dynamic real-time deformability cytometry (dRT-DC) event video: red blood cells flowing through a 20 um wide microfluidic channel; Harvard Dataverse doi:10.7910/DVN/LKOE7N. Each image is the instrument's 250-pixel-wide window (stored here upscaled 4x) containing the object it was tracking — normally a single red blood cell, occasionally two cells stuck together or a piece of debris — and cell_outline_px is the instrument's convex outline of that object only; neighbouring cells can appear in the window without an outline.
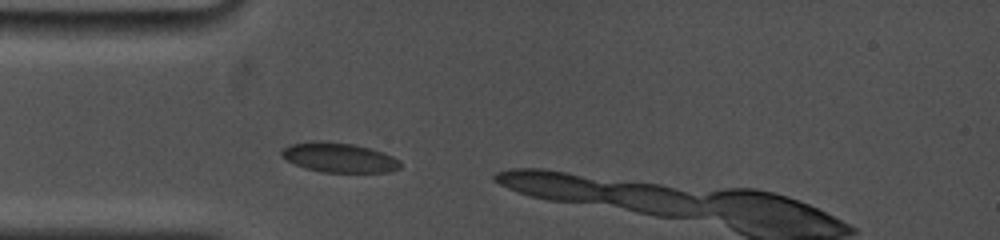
{"species": "common noctule bat (a hibernating species)", "species_latin": "Nyctalus noctula", "temperature_condition": "cold", "stored_images_in_passage": 2, "camera_frame_rate_fps": 5000, "um_per_image_px": 0.085, "animal": {"sex": "female", "body_mass_g": 19.0, "forearm_length_mm": 53.3}, "frame": {"image": 1, "passage_image": 1, "time_ms": 0.0, "image_size_px": [1000, 240], "cell_outline_px": [[400, 168], [388, 172], [320, 172], [296, 164], [280, 156], [280, 152], [288, 144], [312, 140], [320, 140], [352, 144], [368, 148], [392, 156], [400, 160]], "centroid_in_image_um": [28.78, 13.38], "position_along_channel_um": 56.2, "area_um2": 20.4}}